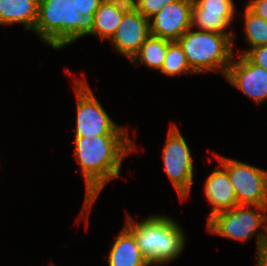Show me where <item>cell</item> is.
Wrapping results in <instances>:
<instances>
[{
    "mask_svg": "<svg viewBox=\"0 0 267 266\" xmlns=\"http://www.w3.org/2000/svg\"><path fill=\"white\" fill-rule=\"evenodd\" d=\"M74 155L79 171L85 179V198L80 211V221L87 219L90 209L104 186L120 176L122 161L137 146L128 135H99L74 137Z\"/></svg>",
    "mask_w": 267,
    "mask_h": 266,
    "instance_id": "obj_1",
    "label": "cell"
},
{
    "mask_svg": "<svg viewBox=\"0 0 267 266\" xmlns=\"http://www.w3.org/2000/svg\"><path fill=\"white\" fill-rule=\"evenodd\" d=\"M94 15H81L71 0H39L33 32L53 49L62 50L78 39L92 35Z\"/></svg>",
    "mask_w": 267,
    "mask_h": 266,
    "instance_id": "obj_2",
    "label": "cell"
},
{
    "mask_svg": "<svg viewBox=\"0 0 267 266\" xmlns=\"http://www.w3.org/2000/svg\"><path fill=\"white\" fill-rule=\"evenodd\" d=\"M125 227L134 235L143 257L151 266L169 263L184 250V231L172 217L158 214L136 222L126 215Z\"/></svg>",
    "mask_w": 267,
    "mask_h": 266,
    "instance_id": "obj_3",
    "label": "cell"
},
{
    "mask_svg": "<svg viewBox=\"0 0 267 266\" xmlns=\"http://www.w3.org/2000/svg\"><path fill=\"white\" fill-rule=\"evenodd\" d=\"M234 34L188 29L177 42L196 74L220 71L225 77L234 54Z\"/></svg>",
    "mask_w": 267,
    "mask_h": 266,
    "instance_id": "obj_4",
    "label": "cell"
},
{
    "mask_svg": "<svg viewBox=\"0 0 267 266\" xmlns=\"http://www.w3.org/2000/svg\"><path fill=\"white\" fill-rule=\"evenodd\" d=\"M206 229L213 235L239 242L255 236L258 255L267 245V206L237 205L212 216Z\"/></svg>",
    "mask_w": 267,
    "mask_h": 266,
    "instance_id": "obj_5",
    "label": "cell"
},
{
    "mask_svg": "<svg viewBox=\"0 0 267 266\" xmlns=\"http://www.w3.org/2000/svg\"><path fill=\"white\" fill-rule=\"evenodd\" d=\"M77 99L75 137L128 135L127 128L118 125L95 96L86 79H74Z\"/></svg>",
    "mask_w": 267,
    "mask_h": 266,
    "instance_id": "obj_6",
    "label": "cell"
},
{
    "mask_svg": "<svg viewBox=\"0 0 267 266\" xmlns=\"http://www.w3.org/2000/svg\"><path fill=\"white\" fill-rule=\"evenodd\" d=\"M164 170L181 201L189 198L194 183V164L187 141L176 124H171L163 146Z\"/></svg>",
    "mask_w": 267,
    "mask_h": 266,
    "instance_id": "obj_7",
    "label": "cell"
},
{
    "mask_svg": "<svg viewBox=\"0 0 267 266\" xmlns=\"http://www.w3.org/2000/svg\"><path fill=\"white\" fill-rule=\"evenodd\" d=\"M214 155L228 172L238 205L267 206V170L240 160Z\"/></svg>",
    "mask_w": 267,
    "mask_h": 266,
    "instance_id": "obj_8",
    "label": "cell"
},
{
    "mask_svg": "<svg viewBox=\"0 0 267 266\" xmlns=\"http://www.w3.org/2000/svg\"><path fill=\"white\" fill-rule=\"evenodd\" d=\"M237 56L238 60L233 57L224 78L256 105L267 102V70L253 64L244 54Z\"/></svg>",
    "mask_w": 267,
    "mask_h": 266,
    "instance_id": "obj_9",
    "label": "cell"
},
{
    "mask_svg": "<svg viewBox=\"0 0 267 266\" xmlns=\"http://www.w3.org/2000/svg\"><path fill=\"white\" fill-rule=\"evenodd\" d=\"M236 8L233 0H193L191 28L220 34H235L227 30L234 21Z\"/></svg>",
    "mask_w": 267,
    "mask_h": 266,
    "instance_id": "obj_10",
    "label": "cell"
},
{
    "mask_svg": "<svg viewBox=\"0 0 267 266\" xmlns=\"http://www.w3.org/2000/svg\"><path fill=\"white\" fill-rule=\"evenodd\" d=\"M150 35L149 19L132 5L109 40L115 50L130 61Z\"/></svg>",
    "mask_w": 267,
    "mask_h": 266,
    "instance_id": "obj_11",
    "label": "cell"
},
{
    "mask_svg": "<svg viewBox=\"0 0 267 266\" xmlns=\"http://www.w3.org/2000/svg\"><path fill=\"white\" fill-rule=\"evenodd\" d=\"M193 0H175L149 18L150 34L177 41L191 28Z\"/></svg>",
    "mask_w": 267,
    "mask_h": 266,
    "instance_id": "obj_12",
    "label": "cell"
},
{
    "mask_svg": "<svg viewBox=\"0 0 267 266\" xmlns=\"http://www.w3.org/2000/svg\"><path fill=\"white\" fill-rule=\"evenodd\" d=\"M203 191L205 199L212 206L207 221L216 213L231 210L238 205L228 172L220 163L219 168L207 176Z\"/></svg>",
    "mask_w": 267,
    "mask_h": 266,
    "instance_id": "obj_13",
    "label": "cell"
},
{
    "mask_svg": "<svg viewBox=\"0 0 267 266\" xmlns=\"http://www.w3.org/2000/svg\"><path fill=\"white\" fill-rule=\"evenodd\" d=\"M131 6V0H104L95 12L92 35L101 41L109 40Z\"/></svg>",
    "mask_w": 267,
    "mask_h": 266,
    "instance_id": "obj_14",
    "label": "cell"
},
{
    "mask_svg": "<svg viewBox=\"0 0 267 266\" xmlns=\"http://www.w3.org/2000/svg\"><path fill=\"white\" fill-rule=\"evenodd\" d=\"M107 259L108 266H150L143 257L134 235L125 226L116 236Z\"/></svg>",
    "mask_w": 267,
    "mask_h": 266,
    "instance_id": "obj_15",
    "label": "cell"
},
{
    "mask_svg": "<svg viewBox=\"0 0 267 266\" xmlns=\"http://www.w3.org/2000/svg\"><path fill=\"white\" fill-rule=\"evenodd\" d=\"M39 0H0V25L21 24L33 31L38 19Z\"/></svg>",
    "mask_w": 267,
    "mask_h": 266,
    "instance_id": "obj_16",
    "label": "cell"
},
{
    "mask_svg": "<svg viewBox=\"0 0 267 266\" xmlns=\"http://www.w3.org/2000/svg\"><path fill=\"white\" fill-rule=\"evenodd\" d=\"M170 42L161 37L150 35L130 62L137 67L144 64L149 69L160 71Z\"/></svg>",
    "mask_w": 267,
    "mask_h": 266,
    "instance_id": "obj_17",
    "label": "cell"
},
{
    "mask_svg": "<svg viewBox=\"0 0 267 266\" xmlns=\"http://www.w3.org/2000/svg\"><path fill=\"white\" fill-rule=\"evenodd\" d=\"M244 34L249 48L240 54H246L250 49L267 45V21L253 13L246 5L244 8Z\"/></svg>",
    "mask_w": 267,
    "mask_h": 266,
    "instance_id": "obj_18",
    "label": "cell"
},
{
    "mask_svg": "<svg viewBox=\"0 0 267 266\" xmlns=\"http://www.w3.org/2000/svg\"><path fill=\"white\" fill-rule=\"evenodd\" d=\"M160 72L166 76H177L185 74H196L189 66L182 47L177 41L169 43L164 64Z\"/></svg>",
    "mask_w": 267,
    "mask_h": 266,
    "instance_id": "obj_19",
    "label": "cell"
},
{
    "mask_svg": "<svg viewBox=\"0 0 267 266\" xmlns=\"http://www.w3.org/2000/svg\"><path fill=\"white\" fill-rule=\"evenodd\" d=\"M132 5L146 18H151L175 0H131Z\"/></svg>",
    "mask_w": 267,
    "mask_h": 266,
    "instance_id": "obj_20",
    "label": "cell"
},
{
    "mask_svg": "<svg viewBox=\"0 0 267 266\" xmlns=\"http://www.w3.org/2000/svg\"><path fill=\"white\" fill-rule=\"evenodd\" d=\"M245 56L253 63L267 70V45L250 49Z\"/></svg>",
    "mask_w": 267,
    "mask_h": 266,
    "instance_id": "obj_21",
    "label": "cell"
},
{
    "mask_svg": "<svg viewBox=\"0 0 267 266\" xmlns=\"http://www.w3.org/2000/svg\"><path fill=\"white\" fill-rule=\"evenodd\" d=\"M81 15L95 14L104 0H71Z\"/></svg>",
    "mask_w": 267,
    "mask_h": 266,
    "instance_id": "obj_22",
    "label": "cell"
},
{
    "mask_svg": "<svg viewBox=\"0 0 267 266\" xmlns=\"http://www.w3.org/2000/svg\"><path fill=\"white\" fill-rule=\"evenodd\" d=\"M246 6L256 15L267 21V0H250Z\"/></svg>",
    "mask_w": 267,
    "mask_h": 266,
    "instance_id": "obj_23",
    "label": "cell"
},
{
    "mask_svg": "<svg viewBox=\"0 0 267 266\" xmlns=\"http://www.w3.org/2000/svg\"><path fill=\"white\" fill-rule=\"evenodd\" d=\"M256 266H267V252H259Z\"/></svg>",
    "mask_w": 267,
    "mask_h": 266,
    "instance_id": "obj_24",
    "label": "cell"
},
{
    "mask_svg": "<svg viewBox=\"0 0 267 266\" xmlns=\"http://www.w3.org/2000/svg\"><path fill=\"white\" fill-rule=\"evenodd\" d=\"M260 252H267V245Z\"/></svg>",
    "mask_w": 267,
    "mask_h": 266,
    "instance_id": "obj_25",
    "label": "cell"
}]
</instances>
